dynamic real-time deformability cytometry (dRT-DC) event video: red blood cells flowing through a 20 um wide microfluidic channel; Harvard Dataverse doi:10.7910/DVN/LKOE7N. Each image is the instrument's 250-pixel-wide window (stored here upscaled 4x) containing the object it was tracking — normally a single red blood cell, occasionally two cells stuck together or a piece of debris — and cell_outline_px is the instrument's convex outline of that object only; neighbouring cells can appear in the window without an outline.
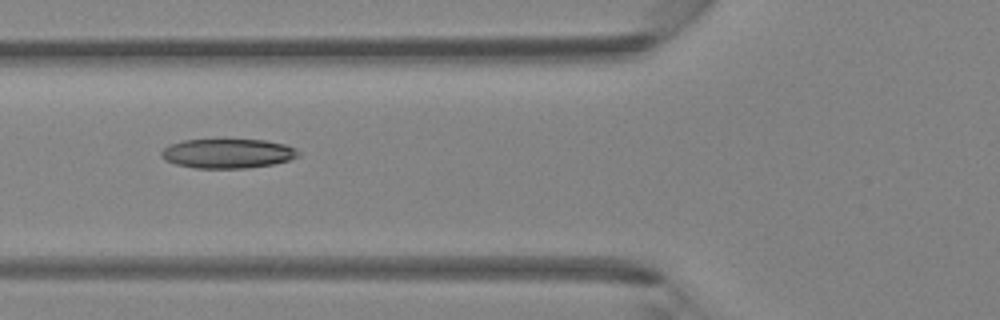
{"species": "Egyptian fruit bat (a non-hibernating species)", "species_latin": "Rousettus aegyptiacus", "temperature_condition": "room temperature", "stored_images_in_passage": 5, "camera_frame_rate_fps": 3000, "um_per_image_px": 0.085, "animal": {"sex": "female"}, "frame": {"image": 1, "passage_image": 5, "time_ms": 1.333, "image_size_px": [1000, 320], "cell_outline_px": [[300, 156], [288, 160], [272, 164], [248, 168], [196, 168], [176, 164], [164, 160], [160, 156], [160, 152], [164, 148], [172, 144], [184, 140], [224, 136], [264, 140], [284, 144], [296, 148], [300, 152]], "centroid_in_image_um": [19.35, 12.99], "position_along_channel_um": 106.5, "area_um2": 24.57}}